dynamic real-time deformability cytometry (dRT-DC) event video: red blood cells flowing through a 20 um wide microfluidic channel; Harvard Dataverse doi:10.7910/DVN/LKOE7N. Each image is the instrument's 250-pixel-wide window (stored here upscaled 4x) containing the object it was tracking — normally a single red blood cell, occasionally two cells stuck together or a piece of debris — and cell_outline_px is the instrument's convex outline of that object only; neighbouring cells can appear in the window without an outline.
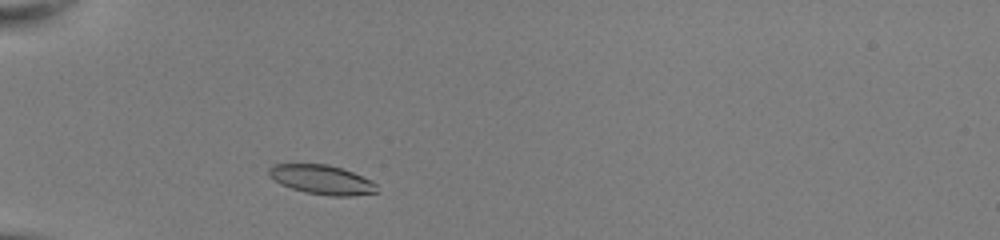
{"species": "common noctule bat (a hibernating species)", "species_latin": "Nyctalus noctula", "temperature_condition": "room temperature", "stored_images_in_passage": 38, "camera_frame_rate_fps": 3000, "um_per_image_px": 0.085, "animal": {"sex": "female", "body_mass_g": 22.0, "forearm_length_mm": 56.7}, "frame": {"image": 1, "passage_image": 4, "time_ms": 1.0, "image_size_px": [1000, 240], "cell_outline_px": [[380, 192], [352, 196], [328, 196], [304, 192], [280, 184], [268, 176], [268, 168], [272, 164], [328, 164], [352, 172], [372, 180], [376, 184]], "centroid_in_image_um": [27.36, 15.28], "position_along_channel_um": 57.6, "area_um2": 18.67}}
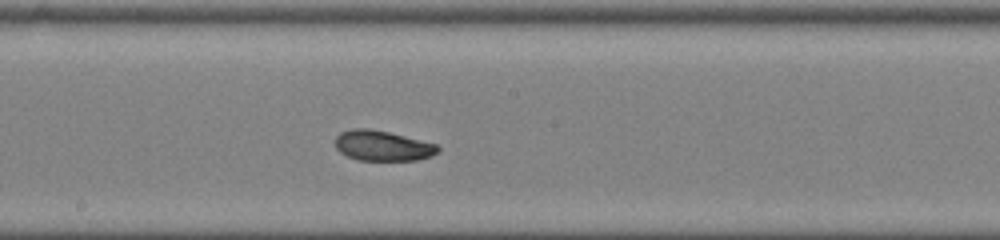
{"frame": {"image": 2, "passage_image": 17, "time_ms": 5.333, "image_size_px": [1000, 240], "cell_outline_px": [[440, 148], [432, 156], [416, 160], [356, 160], [340, 152], [336, 148], [336, 136], [340, 132], [352, 128], [368, 128], [388, 132], [436, 144]], "centroid_in_image_um": [32.48, 12.38], "position_along_channel_um": 215.7, "area_um2": 17.98}}
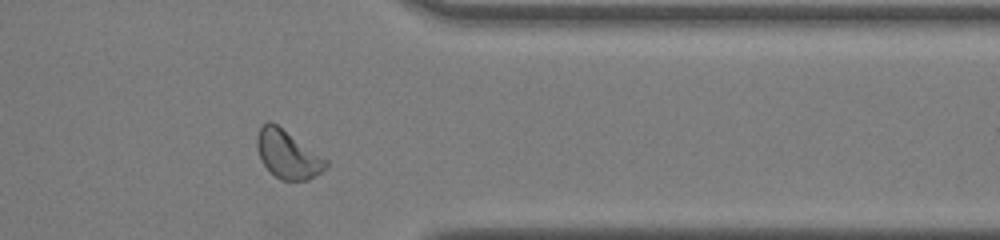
{"frame": {"image": 3, "passage_image": 30, "time_ms": 9.667, "image_size_px": [1000, 240], "cell_outline_px": [[328, 164], [320, 172], [308, 180], [280, 180], [260, 160], [256, 148], [256, 136], [260, 128], [268, 120], [276, 124], [328, 160]], "centroid_in_image_um": [24.42, 13.12], "position_along_channel_um": 387.0, "area_um2": 19.02}, "authors_computed_cell_mechanics": {"area_um2": 18.3226, "velocity_mm_per_s": 4.0251, "shape_relaxation_time_tau1_ms": 5.9475, "shape_relaxation_time_tau2_ms": 1.994, "deformation_change_tau1": 0.1616, "deformation_change_tau2": 0.0522}}